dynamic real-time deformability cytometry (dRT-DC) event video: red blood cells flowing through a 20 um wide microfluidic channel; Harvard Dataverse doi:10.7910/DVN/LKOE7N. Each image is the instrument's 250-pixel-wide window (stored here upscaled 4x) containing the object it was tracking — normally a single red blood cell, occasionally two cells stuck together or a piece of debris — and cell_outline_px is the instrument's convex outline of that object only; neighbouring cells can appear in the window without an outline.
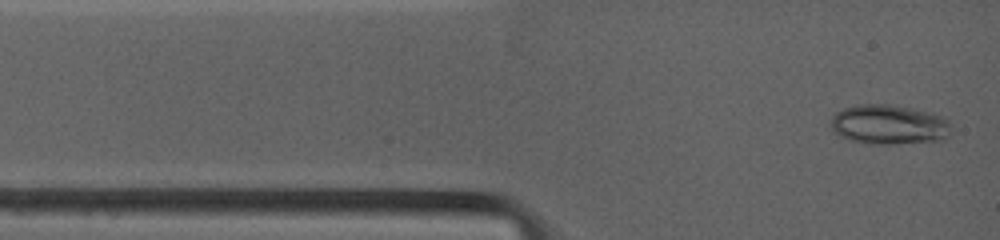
{"species": "common noctule bat (a hibernating species)", "species_latin": "Nyctalus noctula", "temperature_condition": "warm", "stored_images_in_passage": 6, "camera_frame_rate_fps": 4500, "um_per_image_px": 0.085, "animal": {"sex": "female", "body_mass_g": 19.0, "forearm_length_mm": 53.3}, "frame": {"image": 1, "passage_image": 1, "time_ms": 0.0, "image_size_px": [1000, 240], "cell_outline_px": [[948, 136], [944, 140], [892, 144], [864, 144], [840, 136], [832, 132], [828, 120], [836, 112], [844, 108], [860, 104], [888, 104], [912, 108], [944, 116], [948, 120]], "centroid_in_image_um": [75.5, 10.59], "position_along_channel_um": 9.5, "area_um2": 28.09}}
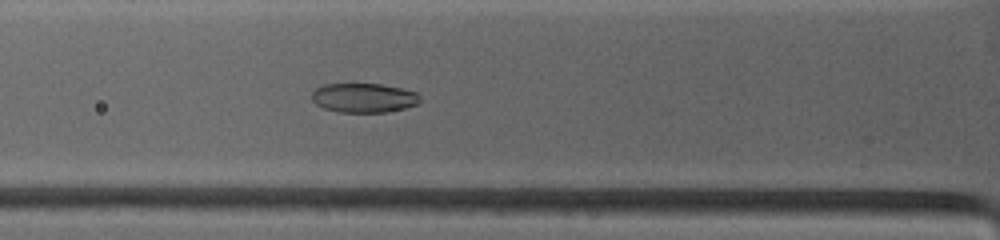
{"frame": {"image": 2, "passage_image": 5, "time_ms": 3.111, "image_size_px": [1000, 240], "cell_outline_px": [[420, 100], [416, 104], [404, 108], [384, 112], [340, 112], [324, 108], [316, 104], [312, 100], [312, 92], [316, 88], [324, 84], [380, 84], [400, 88], [416, 92], [420, 96]], "centroid_in_image_um": [30.9, 8.31], "position_along_channel_um": 94.9, "area_um2": 18.32}}